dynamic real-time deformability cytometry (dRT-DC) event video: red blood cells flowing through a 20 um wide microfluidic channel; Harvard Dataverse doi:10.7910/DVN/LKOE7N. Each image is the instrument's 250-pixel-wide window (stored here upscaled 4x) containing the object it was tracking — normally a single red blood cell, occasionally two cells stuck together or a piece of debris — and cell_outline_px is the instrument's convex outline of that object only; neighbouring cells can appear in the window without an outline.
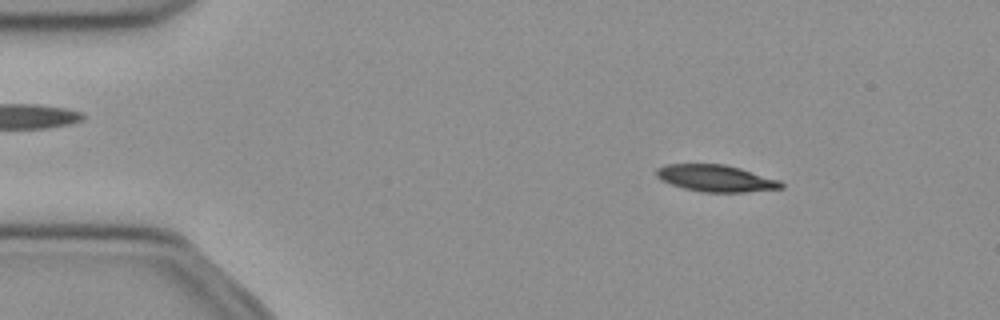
{"species": "common noctule bat (a hibernating species)", "species_latin": "Nyctalus noctula", "temperature_condition": "cold", "stored_images_in_passage": 51, "camera_frame_rate_fps": 3000, "um_per_image_px": 0.085, "animal": {"sex": "female", "body_mass_g": 21.9}, "frame": {"image": 1, "passage_image": 7, "time_ms": 2.0, "image_size_px": [1000, 320], "cell_outline_px": [[784, 188], [748, 192], [704, 192], [684, 188], [672, 184], [656, 176], [656, 168], [664, 164], [724, 164], [740, 168], [780, 180], [784, 184]], "centroid_in_image_um": [60.88, 15.15], "position_along_channel_um": 24.1, "area_um2": 19.42}}
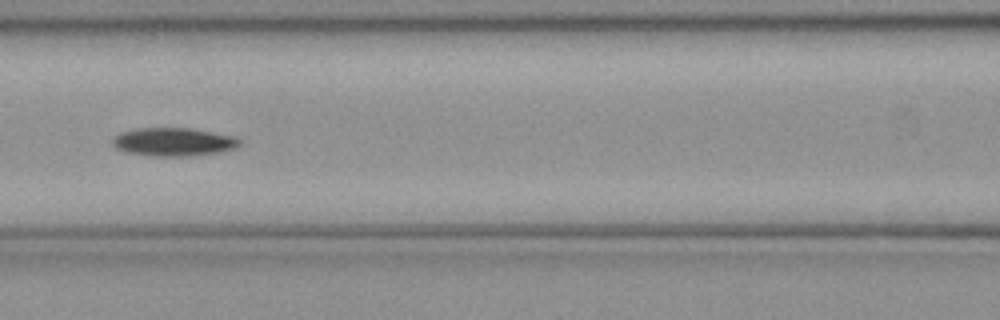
{"frame": {"image": 2, "passage_image": 22, "time_ms": 7.0, "image_size_px": [1000, 320], "cell_outline_px": [[244, 140], [236, 148], [216, 152], [192, 156], [156, 156], [124, 152], [116, 148], [112, 144], [112, 136], [120, 132], [136, 128], [192, 128], [236, 136]], "centroid_in_image_um": [14.75, 12.05], "position_along_channel_um": 151.8, "area_um2": 21.27}}
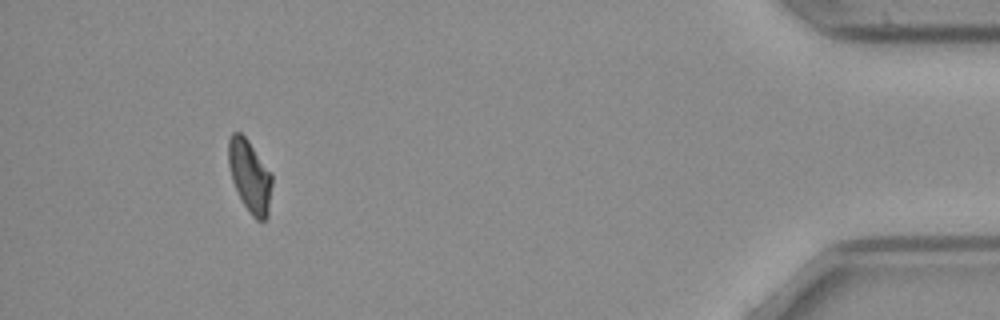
{"frame": {"image": 3, "passage_image": 47, "time_ms": 15.333, "image_size_px": [1000, 320], "cell_outline_px": [[272, 184], [268, 216], [264, 220], [256, 220], [252, 216], [240, 200], [232, 180], [228, 164], [228, 140], [232, 132], [240, 132], [248, 140], [272, 172]], "centroid_in_image_um": [21.23, 14.97], "position_along_channel_um": 414.0, "area_um2": 18.61}, "authors_computed_cell_mechanics": {"area_um2": 19.941, "velocity_mm_per_s": 3.9641, "shape_relaxation_time_tau1_ms": 2.685, "shape_relaxation_time_tau2_ms": null, "deformation_change_tau1": 0.1103, "deformation_change_tau2": null}}